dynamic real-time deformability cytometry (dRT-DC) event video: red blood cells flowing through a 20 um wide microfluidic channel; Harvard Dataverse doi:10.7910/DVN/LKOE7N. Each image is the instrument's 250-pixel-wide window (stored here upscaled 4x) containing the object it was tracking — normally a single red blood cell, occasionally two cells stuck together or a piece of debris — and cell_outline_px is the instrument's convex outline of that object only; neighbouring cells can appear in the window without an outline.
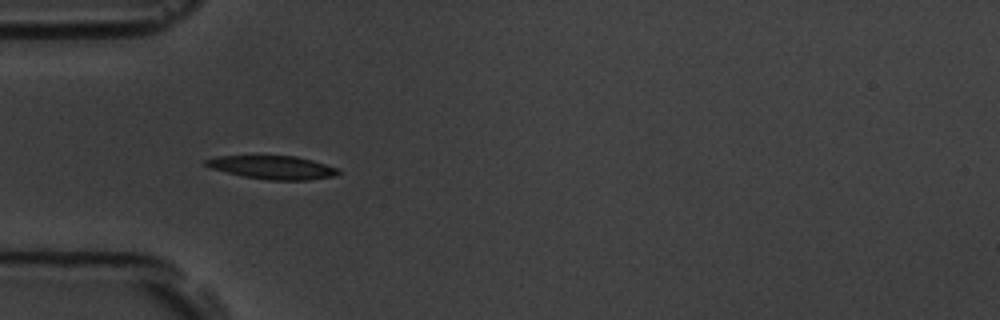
{"species": "common noctule bat (a hibernating species)", "species_latin": "Nyctalus noctula", "temperature_condition": "room temperature", "stored_images_in_passage": 4, "camera_frame_rate_fps": 3000, "um_per_image_px": 0.085, "animal": {"sex": "male", "body_mass_g": 19.5, "forearm_length_mm": 54.6}, "frame": {"image": 1, "passage_image": 3, "time_ms": 3.667, "image_size_px": [1000, 320], "cell_outline_px": [[340, 172], [336, 176], [308, 180], [268, 180], [244, 176], [212, 168], [204, 164], [204, 160], [216, 156], [296, 156], [312, 160], [336, 168]], "centroid_in_image_um": [23.18, 14.23], "position_along_channel_um": 61.8, "area_um2": 17.8}}
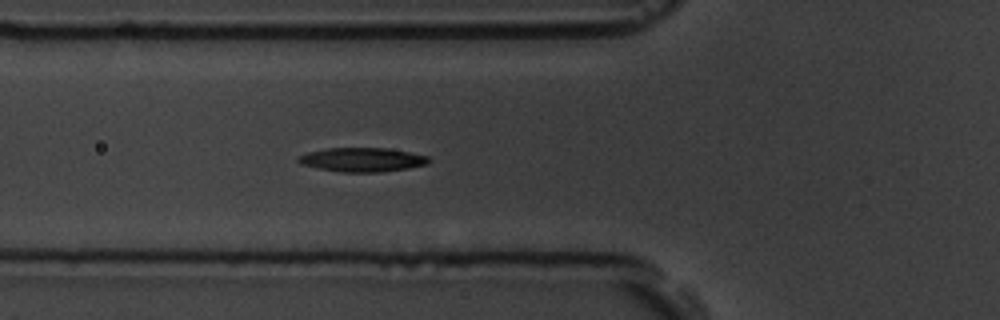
{"frame": {"image": 2, "passage_image": 4, "time_ms": 4.667, "image_size_px": [1000, 320], "cell_outline_px": [[428, 164], [408, 168], [380, 172], [344, 172], [316, 168], [300, 164], [296, 160], [296, 156], [308, 152], [328, 148], [388, 148], [428, 156]], "centroid_in_image_um": [30.73, 13.57], "position_along_channel_um": 95.1, "area_um2": 18.26}}